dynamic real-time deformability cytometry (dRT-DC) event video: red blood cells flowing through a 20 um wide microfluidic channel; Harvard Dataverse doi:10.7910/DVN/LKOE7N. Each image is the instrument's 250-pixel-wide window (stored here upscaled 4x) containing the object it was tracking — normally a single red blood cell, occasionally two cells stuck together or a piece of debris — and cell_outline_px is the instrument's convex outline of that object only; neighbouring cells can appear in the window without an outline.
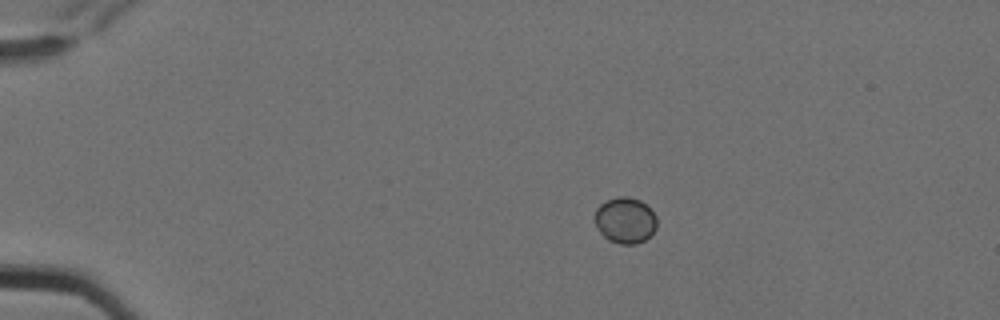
{"species": "Egyptian fruit bat (a non-hibernating species)", "species_latin": "Rousettus aegyptiacus", "temperature_condition": "cold", "stored_images_in_passage": 11, "camera_frame_rate_fps": 3000, "um_per_image_px": 0.085, "animal": {"sex": "female"}, "frame": {"image": 1, "passage_image": 1, "time_ms": 0.0, "image_size_px": [1000, 320], "cell_outline_px": [[656, 228], [644, 240], [636, 244], [620, 244], [608, 240], [596, 228], [596, 208], [600, 204], [608, 200], [620, 196], [628, 196], [640, 200], [656, 216]], "centroid_in_image_um": [53.13, 18.73], "position_along_channel_um": 31.9, "area_um2": 16.42}}
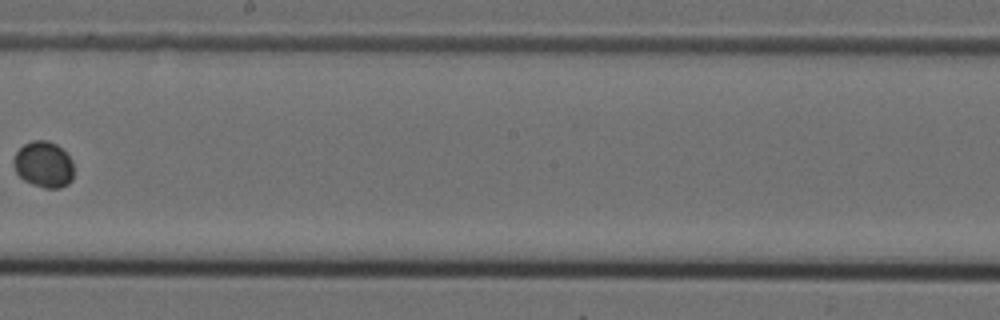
{"frame": {"image": 2, "passage_image": 7, "time_ms": 2.0, "image_size_px": [1000, 320], "cell_outline_px": [[72, 180], [68, 184], [60, 188], [44, 188], [32, 184], [24, 180], [16, 172], [12, 164], [12, 160], [16, 152], [24, 144], [32, 140], [48, 140], [56, 144], [72, 160]], "centroid_in_image_um": [3.68, 13.98], "position_along_channel_um": 244.5, "area_um2": 16.18}}
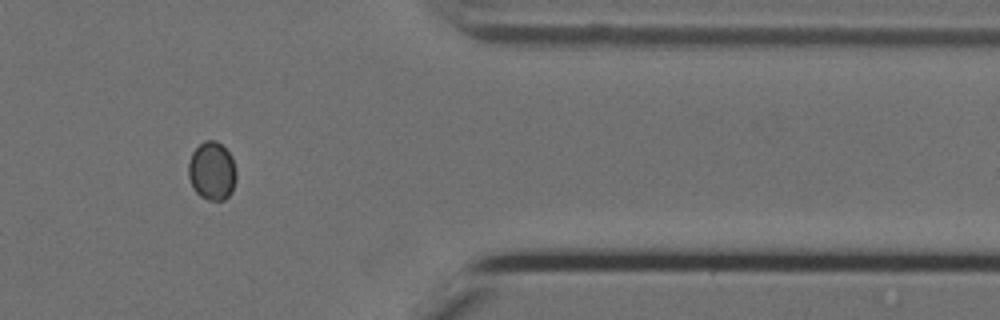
{"frame": {"image": 3, "passage_image": 11, "time_ms": 3.333, "image_size_px": [1000, 320], "cell_outline_px": [[236, 180], [232, 192], [224, 200], [208, 200], [200, 196], [192, 188], [188, 176], [188, 164], [192, 152], [204, 140], [216, 140], [232, 156], [236, 172]], "centroid_in_image_um": [18.01, 14.54], "position_along_channel_um": 393.4, "area_um2": 16.42}}